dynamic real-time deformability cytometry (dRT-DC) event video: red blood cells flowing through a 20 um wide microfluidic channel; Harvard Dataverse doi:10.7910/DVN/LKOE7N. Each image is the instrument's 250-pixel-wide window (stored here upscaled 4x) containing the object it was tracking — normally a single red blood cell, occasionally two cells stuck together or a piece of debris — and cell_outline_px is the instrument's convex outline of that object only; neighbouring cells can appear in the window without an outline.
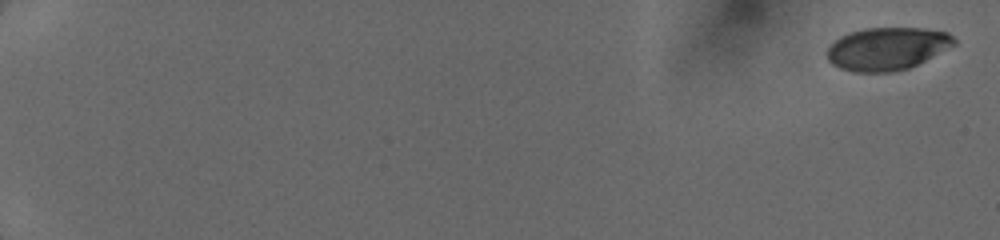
{"species": "human", "species_latin": "Homo sapiens", "temperature_condition": "cold", "stored_images_in_passage": 5, "camera_frame_rate_fps": 3000, "um_per_image_px": 0.085, "donor": {"sex": "female"}, "frame": {"image": 1, "passage_image": 1, "time_ms": 0.0, "image_size_px": [1000, 240], "cell_outline_px": [[956, 44], [908, 68], [892, 72], [856, 72], [840, 68], [832, 64], [828, 60], [828, 48], [840, 36], [848, 32], [864, 28], [924, 28], [948, 32], [956, 40]], "centroid_in_image_um": [75.4, 4.13], "position_along_channel_um": 9.6, "area_um2": 31.44}}